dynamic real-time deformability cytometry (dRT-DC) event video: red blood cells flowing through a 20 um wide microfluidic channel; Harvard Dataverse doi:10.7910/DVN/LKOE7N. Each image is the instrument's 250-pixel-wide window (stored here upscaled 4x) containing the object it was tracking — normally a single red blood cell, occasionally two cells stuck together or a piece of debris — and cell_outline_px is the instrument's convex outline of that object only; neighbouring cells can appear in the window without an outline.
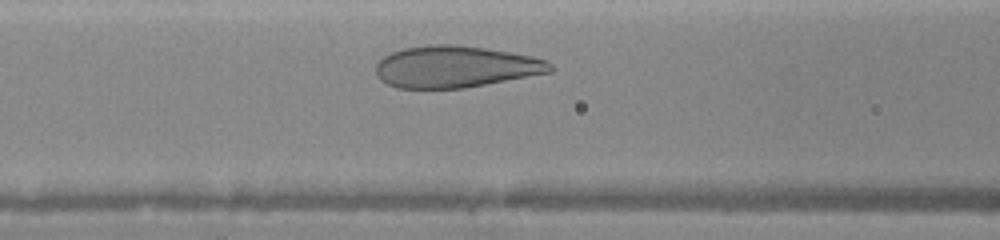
{"species": "human", "species_latin": "Homo sapiens", "temperature_condition": "warm", "stored_images_in_passage": 12, "camera_frame_rate_fps": 3000, "um_per_image_px": 0.085, "donor": {"sex": "female"}, "frame": {"image": 1, "passage_image": 6, "time_ms": 1.333, "image_size_px": [1000, 240], "cell_outline_px": [[556, 68], [552, 72], [464, 88], [396, 88], [380, 80], [376, 72], [376, 64], [384, 56], [392, 52], [404, 48], [432, 44], [452, 44], [484, 48], [532, 56], [548, 60]], "centroid_in_image_um": [38.74, 5.67], "position_along_channel_um": 127.9, "area_um2": 42.37}}
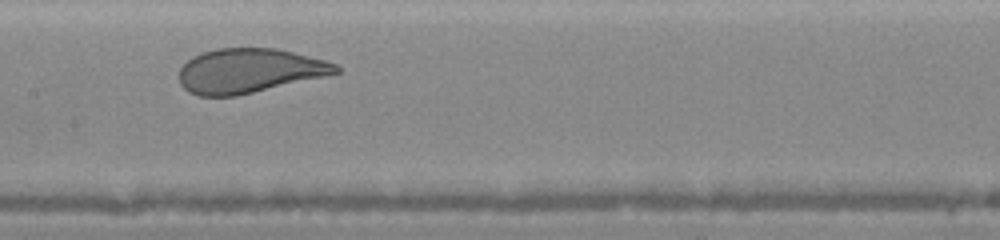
{"frame": {"image": 2, "passage_image": 9, "time_ms": 2.667, "image_size_px": [1000, 240], "cell_outline_px": [[340, 72], [324, 76], [236, 96], [196, 96], [188, 92], [180, 84], [180, 68], [192, 56], [216, 48], [276, 48], [324, 60], [336, 64], [340, 68]], "centroid_in_image_um": [21.14, 6.01], "position_along_channel_um": 186.3, "area_um2": 40.29}}
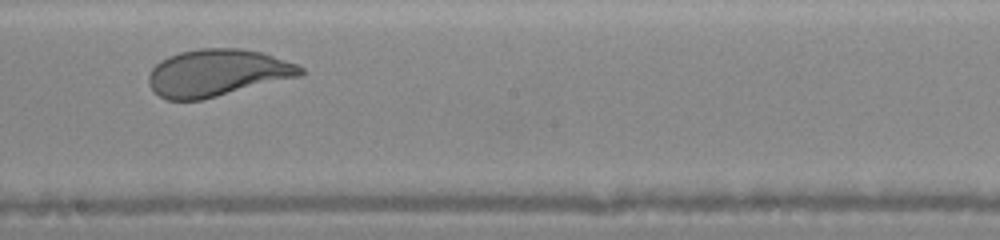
{"frame": {"image": 3, "passage_image": 11, "time_ms": 3.667, "image_size_px": [1000, 240], "cell_outline_px": [[304, 76], [200, 100], [168, 100], [160, 96], [148, 84], [148, 76], [152, 68], [160, 60], [168, 56], [180, 52], [200, 48], [240, 48], [260, 52], [296, 64], [304, 68]], "centroid_in_image_um": [18.48, 6.19], "position_along_channel_um": 229.7, "area_um2": 41.67}}